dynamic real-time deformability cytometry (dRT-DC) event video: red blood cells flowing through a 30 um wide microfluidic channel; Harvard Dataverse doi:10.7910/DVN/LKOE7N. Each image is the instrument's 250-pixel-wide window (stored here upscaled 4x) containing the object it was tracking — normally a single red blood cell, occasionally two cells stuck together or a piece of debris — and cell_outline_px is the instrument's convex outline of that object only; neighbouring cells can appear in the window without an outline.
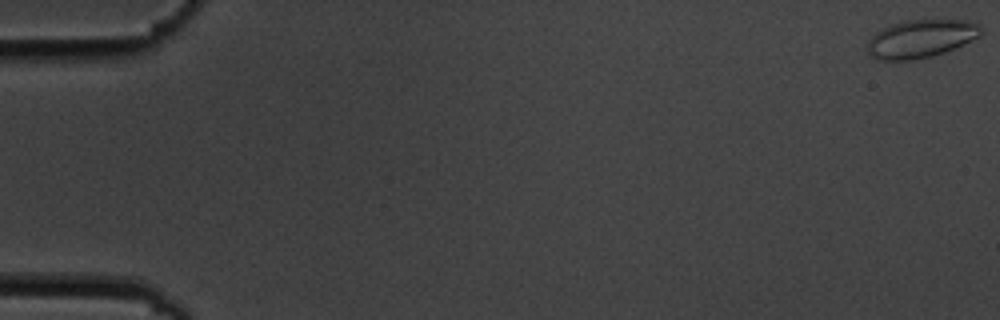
{"species": "common noctule bat (a hibernating species)", "species_latin": "Nyctalus noctula", "temperature_condition": "cold", "stored_images_in_passage": 57, "camera_frame_rate_fps": 3000, "um_per_image_px": 0.085, "animal": {"sex": "male", "body_mass_g": 19.5, "forearm_length_mm": 54.6}, "frame": {"image": 1, "passage_image": 1, "time_ms": 0.0, "image_size_px": [1000, 320], "cell_outline_px": [[984, 32], [980, 36], [964, 44], [944, 52], [932, 56], [908, 60], [876, 60], [868, 52], [864, 44], [876, 32], [892, 24], [908, 20], [964, 20], [980, 24], [984, 28]], "centroid_in_image_um": [78.28, 3.29], "position_along_channel_um": 6.7, "area_um2": 25.32}}
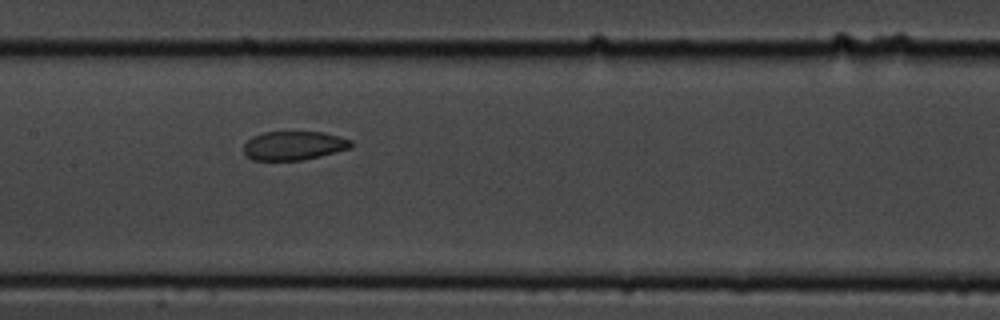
{"frame": {"image": 2, "passage_image": 29, "time_ms": 9.333, "image_size_px": [1000, 320], "cell_outline_px": [[352, 148], [304, 160], [252, 160], [244, 152], [244, 144], [252, 136], [264, 132], [324, 132], [340, 136], [352, 140]], "centroid_in_image_um": [25.0, 12.37], "position_along_channel_um": 182.4, "area_um2": 18.15}}
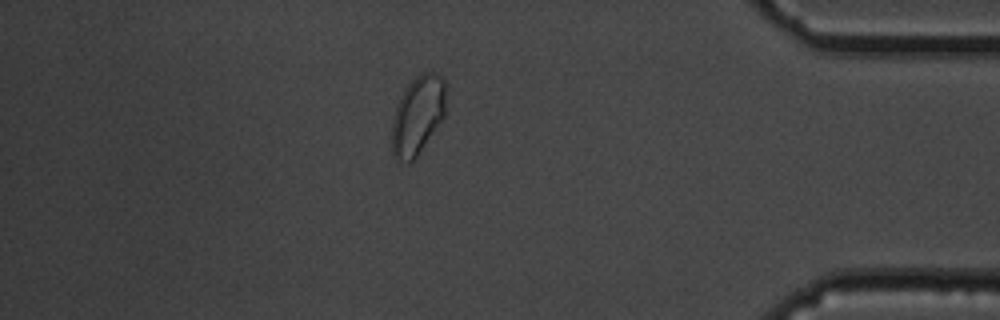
{"frame": {"image": 3, "passage_image": 50, "time_ms": 16.333, "image_size_px": [1000, 320], "cell_outline_px": [[444, 116], [416, 156], [408, 164], [396, 164], [392, 156], [392, 124], [396, 108], [408, 84], [420, 72], [432, 72], [440, 76], [444, 80]], "centroid_in_image_um": [35.46, 9.86], "position_along_channel_um": 399.7, "area_um2": 24.39}, "authors_computed_cell_mechanics": {"area_um2": 20.6346, "velocity_mm_per_s": 3.5751, "shape_relaxation_time_tau1_ms": null, "shape_relaxation_time_tau2_ms": 1.7664, "deformation_change_tau1": null, "deformation_change_tau2": 0.0509}}